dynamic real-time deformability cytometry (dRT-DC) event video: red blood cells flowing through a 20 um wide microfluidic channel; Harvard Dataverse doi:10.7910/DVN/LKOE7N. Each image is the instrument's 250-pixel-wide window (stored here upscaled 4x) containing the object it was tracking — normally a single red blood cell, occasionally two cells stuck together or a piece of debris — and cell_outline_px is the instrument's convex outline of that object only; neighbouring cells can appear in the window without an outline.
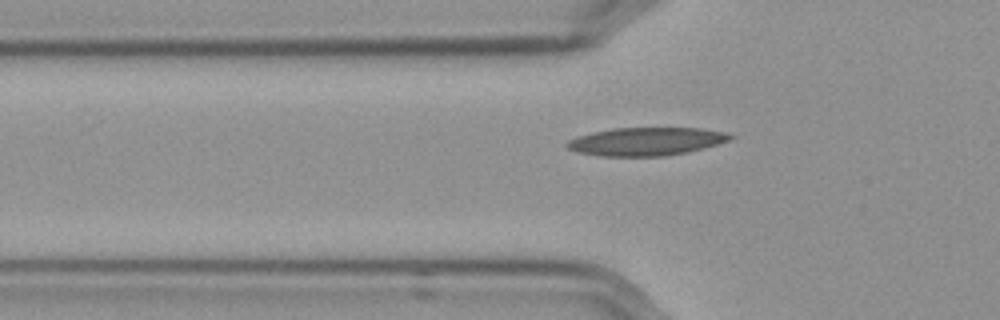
{"species": "Egyptian fruit bat (a non-hibernating species)", "species_latin": "Rousettus aegyptiacus", "temperature_condition": "cold", "stored_images_in_passage": 41, "camera_frame_rate_fps": 3000, "um_per_image_px": 0.085, "frame": {"image": 1, "passage_image": 9, "time_ms": 2.667, "image_size_px": [1000, 320], "cell_outline_px": [[736, 136], [728, 140], [704, 148], [688, 152], [664, 156], [600, 156], [576, 152], [568, 148], [564, 144], [568, 140], [576, 136], [592, 132], [612, 128], [700, 128], [728, 132]], "centroid_in_image_um": [54.9, 12.02], "position_along_channel_um": 70.9, "area_um2": 26.93}}
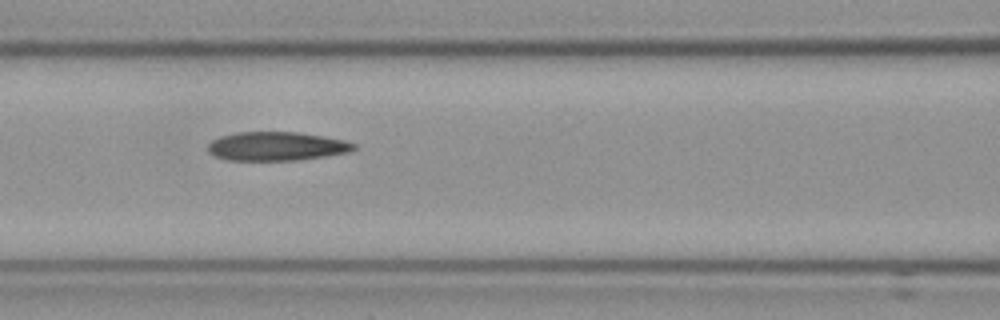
{"frame": {"image": 2, "passage_image": 15, "time_ms": 4.667, "image_size_px": [1000, 320], "cell_outline_px": [[356, 148], [348, 152], [324, 156], [296, 160], [228, 160], [216, 156], [208, 152], [208, 144], [212, 140], [220, 136], [240, 132], [300, 132], [324, 136], [344, 140], [356, 144]], "centroid_in_image_um": [23.5, 12.42], "position_along_channel_um": 143.1, "area_um2": 24.39}}
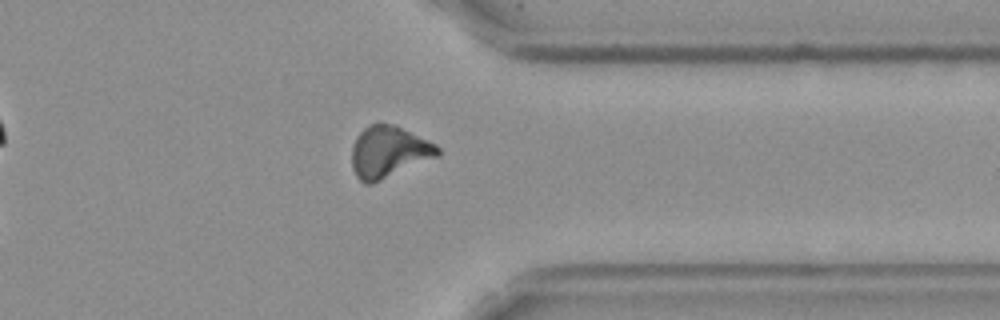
{"frame": {"image": 3, "passage_image": 35, "time_ms": 11.333, "image_size_px": [1000, 320], "cell_outline_px": [[440, 156], [372, 184], [364, 184], [356, 176], [352, 168], [352, 144], [356, 136], [368, 124], [396, 124], [436, 144], [440, 148]], "centroid_in_image_um": [33.05, 12.92], "position_along_channel_um": 378.4, "area_um2": 26.18}}